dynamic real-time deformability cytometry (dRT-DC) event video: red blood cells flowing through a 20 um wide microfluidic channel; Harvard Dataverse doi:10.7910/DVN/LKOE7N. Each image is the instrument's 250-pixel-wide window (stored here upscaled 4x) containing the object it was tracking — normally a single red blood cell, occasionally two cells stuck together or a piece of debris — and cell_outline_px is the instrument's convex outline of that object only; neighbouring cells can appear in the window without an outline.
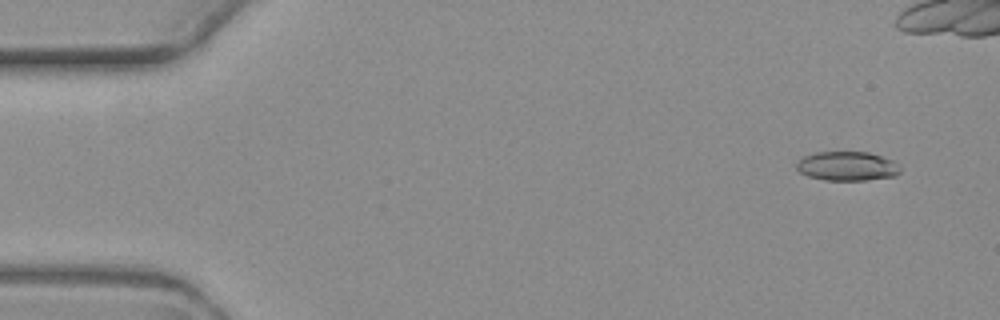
{"species": "common noctule bat (a hibernating species)", "species_latin": "Nyctalus noctula", "temperature_condition": "warm", "stored_images_in_passage": 17, "camera_frame_rate_fps": 3000, "um_per_image_px": 0.085, "animal": {"sex": "female", "body_mass_g": 19.3, "forearm_length_mm": 54.1}, "frame": {"image": 1, "passage_image": 1, "time_ms": 0.0, "image_size_px": [1000, 320], "cell_outline_px": [[900, 172], [896, 176], [864, 180], [824, 180], [808, 176], [800, 172], [796, 168], [796, 164], [804, 156], [816, 152], [868, 152], [892, 160], [900, 164]], "centroid_in_image_um": [72.02, 14.12], "position_along_channel_um": 13.0, "area_um2": 17.63}}
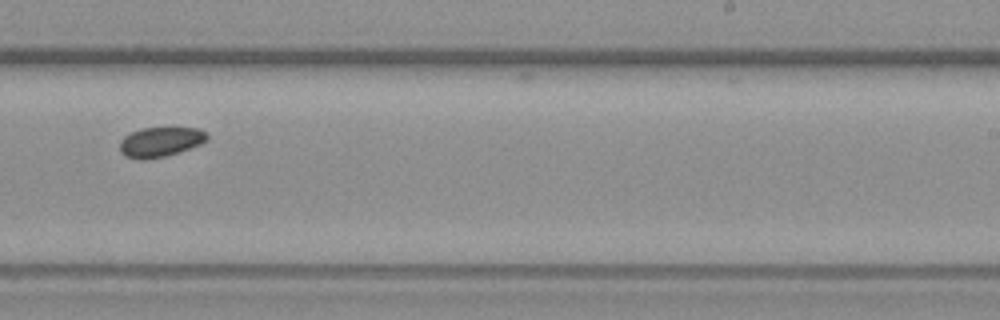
{"frame": {"image": 2, "passage_image": 11, "time_ms": 14.667, "image_size_px": [1000, 320], "cell_outline_px": [[208, 140], [200, 144], [180, 152], [164, 156], [144, 160], [140, 160], [128, 156], [120, 152], [120, 140], [124, 136], [140, 128], [200, 128], [208, 132]], "centroid_in_image_um": [13.66, 12.05], "position_along_channel_um": 275.3, "area_um2": 15.2}}
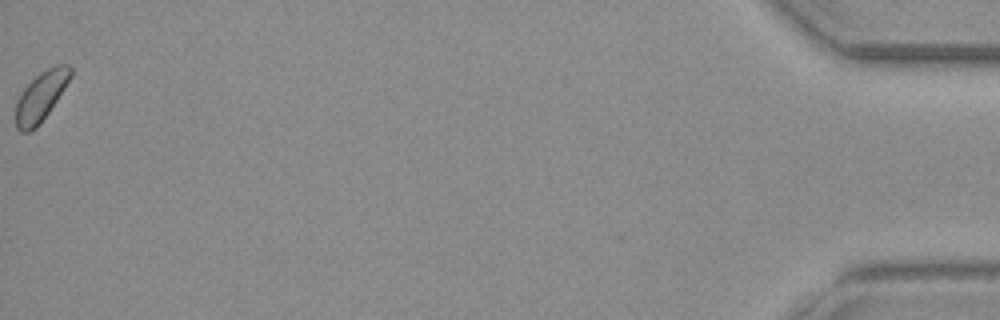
{"frame": {"image": 3, "passage_image": 17, "time_ms": 22.0, "image_size_px": [1000, 320], "cell_outline_px": [[72, 76], [48, 112], [36, 128], [28, 132], [20, 132], [16, 128], [16, 100], [24, 88], [40, 72], [56, 64], [68, 64], [72, 68]], "centroid_in_image_um": [3.47, 8.18], "position_along_channel_um": 431.7, "area_um2": 15.61}}